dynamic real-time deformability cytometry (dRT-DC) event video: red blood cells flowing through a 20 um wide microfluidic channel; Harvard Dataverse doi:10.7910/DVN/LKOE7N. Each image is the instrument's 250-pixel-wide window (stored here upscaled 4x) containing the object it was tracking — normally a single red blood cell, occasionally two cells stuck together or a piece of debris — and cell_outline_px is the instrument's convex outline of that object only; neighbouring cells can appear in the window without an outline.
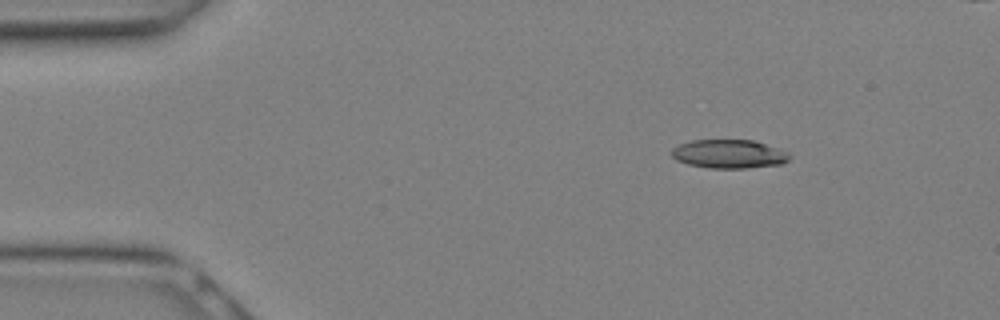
{"species": "Egyptian fruit bat (a non-hibernating species)", "species_latin": "Rousettus aegyptiacus", "temperature_condition": "warm", "stored_images_in_passage": 6, "camera_frame_rate_fps": 3000, "um_per_image_px": 0.085, "animal": {"sex": "female"}, "frame": {"image": 1, "passage_image": 1, "time_ms": 0.0, "image_size_px": [1000, 320], "cell_outline_px": [[792, 156], [788, 160], [780, 164], [744, 168], [708, 168], [688, 164], [676, 160], [672, 156], [672, 148], [680, 144], [692, 140], [752, 140], [788, 152]], "centroid_in_image_um": [61.94, 13.09], "position_along_channel_um": 23.1, "area_um2": 19.54}}